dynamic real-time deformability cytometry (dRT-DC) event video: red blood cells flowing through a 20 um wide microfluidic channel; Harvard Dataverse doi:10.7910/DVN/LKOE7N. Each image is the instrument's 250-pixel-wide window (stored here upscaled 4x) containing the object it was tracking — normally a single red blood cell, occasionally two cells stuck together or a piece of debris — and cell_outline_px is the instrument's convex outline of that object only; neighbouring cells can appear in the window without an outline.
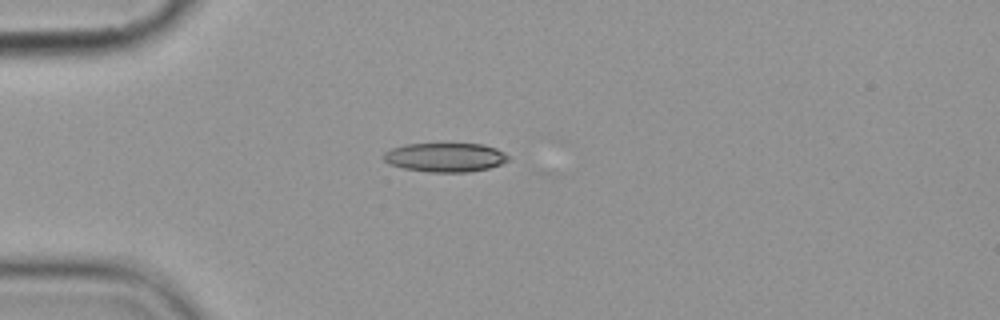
{"species": "common noctule bat (a hibernating species)", "species_latin": "Nyctalus noctula", "temperature_condition": "cold", "stored_images_in_passage": 6, "camera_frame_rate_fps": 3000, "um_per_image_px": 0.085, "animal": {"sex": "female", "body_mass_g": 19.9}, "frame": {"image": 1, "passage_image": 4, "time_ms": 3.667, "image_size_px": [1000, 320], "cell_outline_px": [[512, 156], [508, 160], [500, 164], [488, 168], [468, 172], [428, 172], [404, 168], [388, 164], [380, 156], [384, 152], [392, 148], [404, 144], [484, 144], [496, 148]], "centroid_in_image_um": [37.83, 13.37], "position_along_channel_um": 47.2, "area_um2": 21.27}}
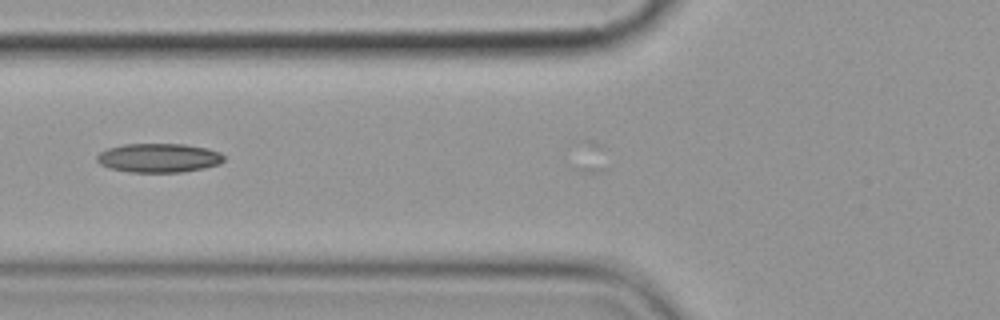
{"frame": {"image": 2, "passage_image": 6, "time_ms": 6.0, "image_size_px": [1000, 320], "cell_outline_px": [[224, 160], [220, 164], [204, 168], [180, 172], [128, 172], [108, 168], [100, 164], [96, 160], [96, 156], [100, 152], [108, 148], [124, 144], [184, 144], [208, 148], [220, 152], [224, 156]], "centroid_in_image_um": [13.49, 13.42], "position_along_channel_um": 112.3, "area_um2": 21.62}}